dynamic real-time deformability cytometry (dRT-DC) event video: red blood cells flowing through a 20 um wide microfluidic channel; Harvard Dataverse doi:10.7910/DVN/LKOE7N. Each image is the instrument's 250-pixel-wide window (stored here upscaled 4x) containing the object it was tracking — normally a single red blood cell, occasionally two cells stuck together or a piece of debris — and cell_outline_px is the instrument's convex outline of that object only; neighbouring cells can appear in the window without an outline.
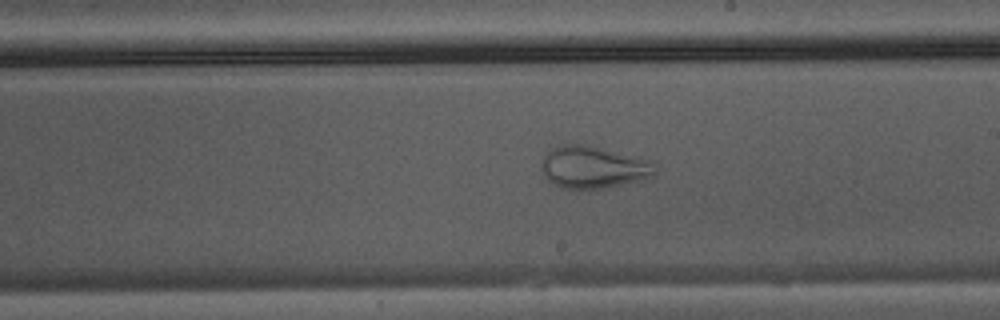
{"species": "Egyptian fruit bat (a non-hibernating species)", "species_latin": "Rousettus aegyptiacus", "temperature_condition": "warm", "stored_images_in_passage": 33, "camera_frame_rate_fps": 3000, "um_per_image_px": 0.085, "animal": {"sex": "male"}, "frame": {"image": 1, "passage_image": 19, "time_ms": 6.0, "image_size_px": [1000, 320], "cell_outline_px": [[656, 172], [652, 176], [644, 180], [604, 188], [560, 188], [548, 180], [544, 176], [540, 168], [540, 164], [544, 156], [552, 148], [560, 144], [588, 144], [652, 160], [656, 168]], "centroid_in_image_um": [50.44, 14.2], "position_along_channel_um": 238.6, "area_um2": 28.32}}
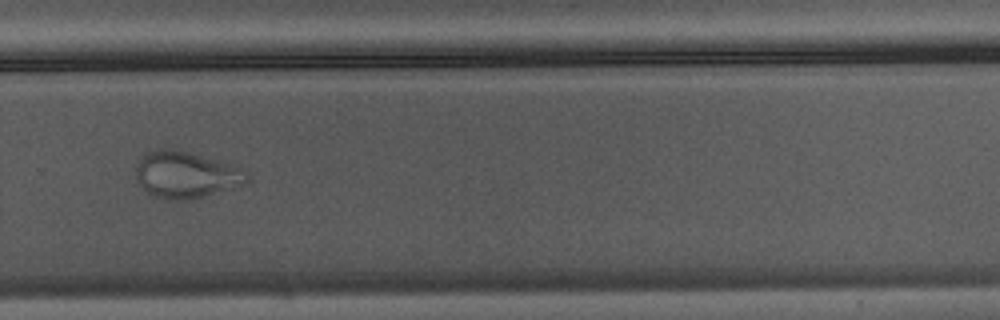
{"frame": {"image": 2, "passage_image": 24, "time_ms": 7.667, "image_size_px": [1000, 320], "cell_outline_px": [[252, 176], [244, 184], [204, 196], [180, 200], [176, 200], [156, 196], [148, 192], [140, 184], [136, 176], [136, 164], [144, 152], [160, 148], [164, 148], [188, 152], [244, 168]], "centroid_in_image_um": [15.82, 14.83], "position_along_channel_um": 314.0, "area_um2": 29.88}}